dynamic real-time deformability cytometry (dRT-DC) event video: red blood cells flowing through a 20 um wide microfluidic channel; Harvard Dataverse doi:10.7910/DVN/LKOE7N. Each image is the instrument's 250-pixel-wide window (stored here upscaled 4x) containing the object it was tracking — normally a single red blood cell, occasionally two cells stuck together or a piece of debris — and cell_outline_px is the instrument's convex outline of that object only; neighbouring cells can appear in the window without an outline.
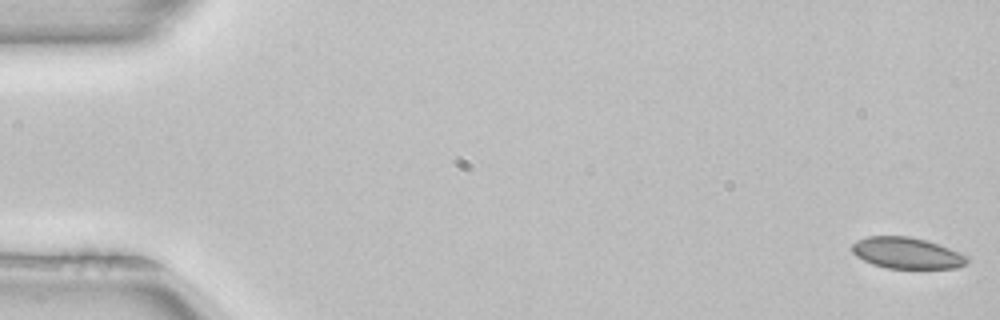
{"species": "common noctule bat (a hibernating species)", "species_latin": "Nyctalus noctula", "temperature_condition": "room temperature", "stored_images_in_passage": 52, "camera_frame_rate_fps": 3000, "um_per_image_px": 0.085, "animal": {"sex": "female", "body_mass_g": 22.7, "forearm_length_mm": 54.2}, "frame": {"image": 1, "passage_image": 1, "time_ms": 0.0, "image_size_px": [1000, 320], "cell_outline_px": [[972, 260], [968, 264], [956, 268], [888, 268], [872, 264], [856, 256], [852, 252], [852, 244], [856, 240], [868, 236], [908, 236], [924, 240], [948, 248], [968, 256]], "centroid_in_image_um": [77.09, 21.51], "position_along_channel_um": 7.9, "area_um2": 20.92}}
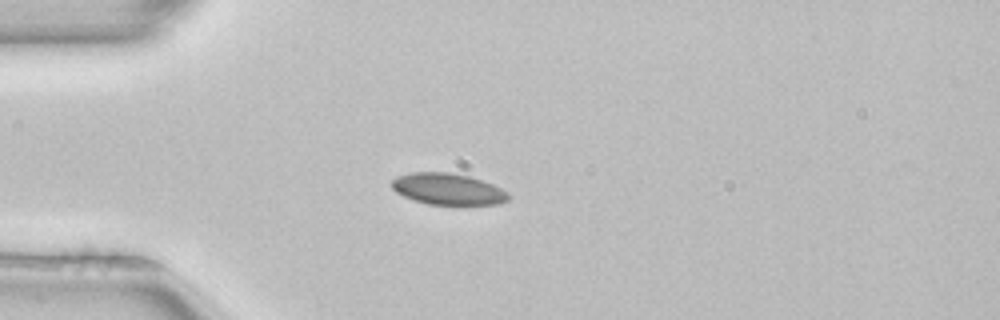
{"frame": {"image": 2, "passage_image": 14, "time_ms": 4.333, "image_size_px": [1000, 320], "cell_outline_px": [[508, 200], [496, 204], [428, 204], [412, 200], [396, 192], [388, 184], [396, 176], [412, 172], [448, 172], [468, 176], [492, 184], [508, 192]], "centroid_in_image_um": [38.0, 16.06], "position_along_channel_um": 47.0, "area_um2": 21.27}}
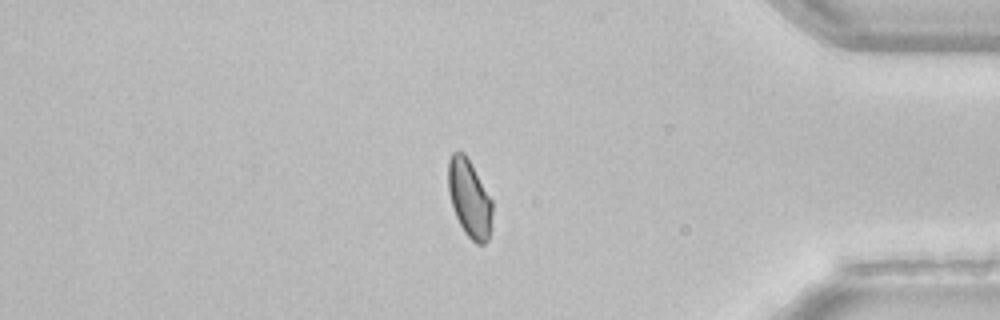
{"frame": {"image": 3, "passage_image": 44, "time_ms": 14.333, "image_size_px": [1000, 320], "cell_outline_px": [[492, 212], [488, 240], [484, 244], [476, 244], [464, 232], [456, 216], [448, 192], [448, 160], [452, 152], [464, 152], [492, 200]], "centroid_in_image_um": [39.89, 16.87], "position_along_channel_um": 395.3, "area_um2": 19.71}, "authors_computed_cell_mechanics": {"area_um2": 21.097, "velocity_mm_per_s": 3.9649, "shape_relaxation_time_tau1_ms": 8.7302, "shape_relaxation_time_tau2_ms": 1.2328, "deformation_change_tau1": 0.1037, "deformation_change_tau2": 0.0291}}